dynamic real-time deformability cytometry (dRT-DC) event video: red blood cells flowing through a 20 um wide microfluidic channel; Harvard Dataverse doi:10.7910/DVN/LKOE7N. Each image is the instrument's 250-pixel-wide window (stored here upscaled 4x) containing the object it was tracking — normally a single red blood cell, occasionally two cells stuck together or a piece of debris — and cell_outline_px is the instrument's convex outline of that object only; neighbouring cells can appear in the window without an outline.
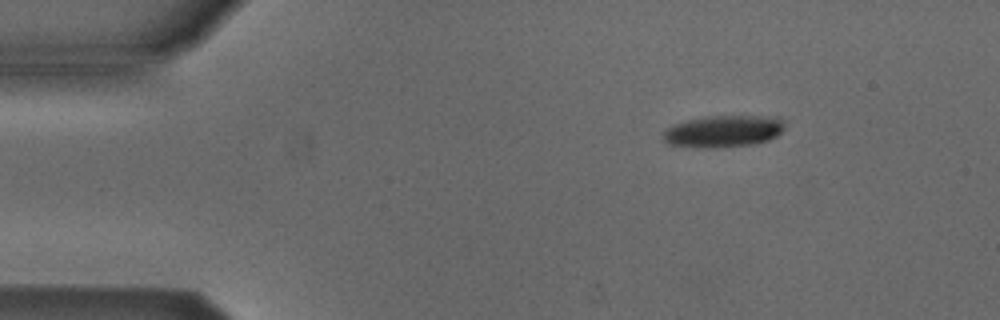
{"species": "Egyptian fruit bat (a non-hibernating species)", "species_latin": "Rousettus aegyptiacus", "temperature_condition": "cold", "stored_images_in_passage": 46, "camera_frame_rate_fps": 3000, "um_per_image_px": 0.085, "animal": {"sex": "male"}, "frame": {"image": 1, "passage_image": 1, "time_ms": 0.0, "image_size_px": [1000, 320], "cell_outline_px": [[784, 128], [776, 136], [768, 140], [756, 144], [716, 148], [700, 148], [668, 144], [660, 136], [672, 124], [688, 120], [708, 116], [756, 116], [784, 120]], "centroid_in_image_um": [61.43, 11.18], "position_along_channel_um": 23.6, "area_um2": 22.54}}
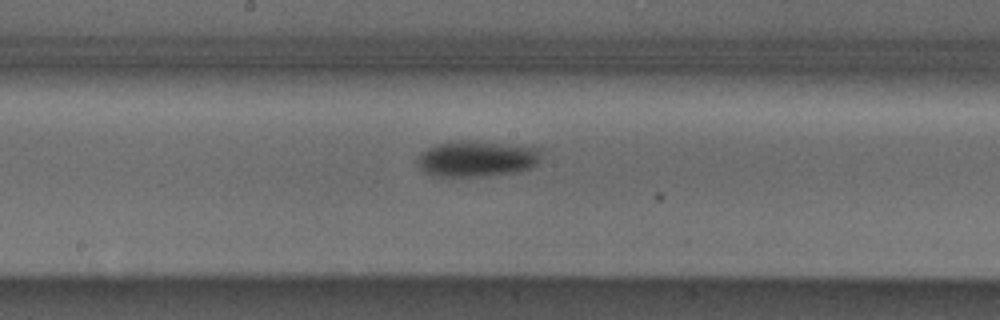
{"frame": {"image": 2, "passage_image": 21, "time_ms": 6.667, "image_size_px": [1000, 320], "cell_outline_px": [[544, 148], [536, 164], [532, 168], [516, 172], [476, 176], [440, 176], [424, 172], [420, 168], [416, 160], [420, 152], [436, 144], [452, 140], [472, 140]], "centroid_in_image_um": [40.53, 13.46], "position_along_channel_um": 207.7, "area_um2": 26.13}}
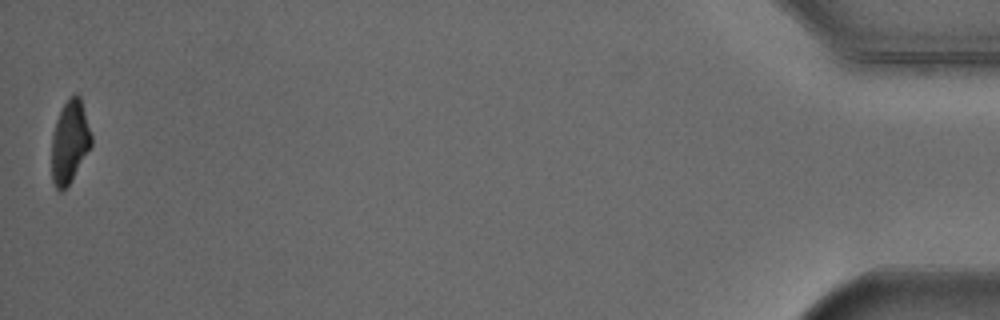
{"frame": {"image": 3, "passage_image": 46, "time_ms": 15.0, "image_size_px": [1000, 320], "cell_outline_px": [[92, 144], [72, 180], [60, 192], [56, 188], [52, 180], [52, 136], [56, 120], [68, 96], [76, 92], [80, 96], [92, 136]], "centroid_in_image_um": [5.93, 12.02], "position_along_channel_um": 429.3, "area_um2": 19.07}, "authors_computed_cell_mechanics": {"area_um2": 23.698, "velocity_mm_per_s": 3.8633, "shape_relaxation_time_tau1_ms": 2.3842, "shape_relaxation_time_tau2_ms": null, "deformation_change_tau1": 0.111, "deformation_change_tau2": null}}